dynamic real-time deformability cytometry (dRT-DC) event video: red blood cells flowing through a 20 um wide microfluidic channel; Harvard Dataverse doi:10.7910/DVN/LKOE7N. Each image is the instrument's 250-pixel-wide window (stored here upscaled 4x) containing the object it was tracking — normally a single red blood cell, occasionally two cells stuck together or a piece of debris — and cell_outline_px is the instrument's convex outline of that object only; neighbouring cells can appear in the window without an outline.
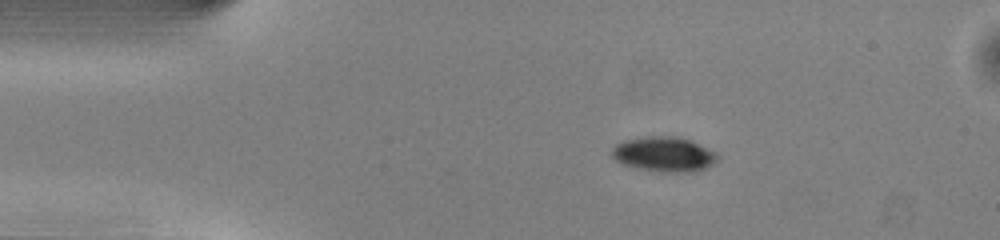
{"species": "common noctule bat (a hibernating species)", "species_latin": "Nyctalus noctula", "temperature_condition": "warm", "stored_images_in_passage": 43, "camera_frame_rate_fps": 3000, "um_per_image_px": 0.085, "animal": {"sex": "male", "body_mass_g": 13.0, "forearm_length_mm": 53.1}, "frame": {"image": 1, "passage_image": 1, "time_ms": 0.0, "image_size_px": [1000, 240], "cell_outline_px": [[720, 160], [708, 168], [696, 172], [660, 172], [636, 168], [624, 164], [616, 160], [612, 156], [612, 148], [616, 144], [624, 140], [644, 136], [676, 136], [692, 140], [716, 152], [720, 156]], "centroid_in_image_um": [56.51, 13.11], "position_along_channel_um": 28.5, "area_um2": 21.96}}
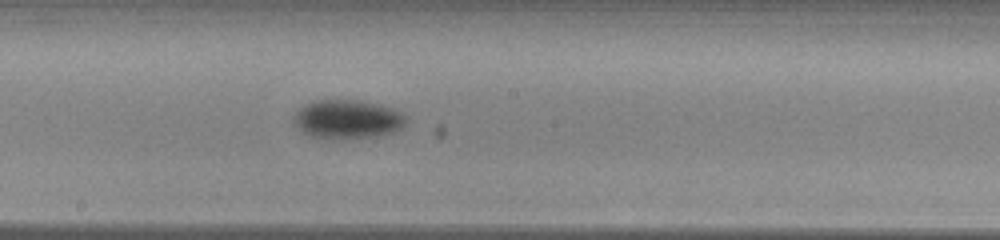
{"frame": {"image": 2, "passage_image": 19, "time_ms": 6.0, "image_size_px": [1000, 240], "cell_outline_px": [[408, 116], [404, 124], [396, 132], [376, 136], [344, 140], [320, 140], [308, 136], [292, 120], [292, 116], [304, 104], [312, 100], [360, 100], [392, 108]], "centroid_in_image_um": [29.5, 10.17], "position_along_channel_um": 218.7, "area_um2": 26.07}}
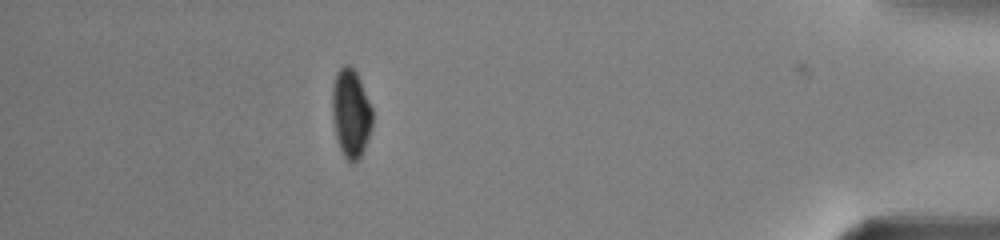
{"frame": {"image": 3, "passage_image": 37, "time_ms": 12.0, "image_size_px": [1000, 240], "cell_outline_px": [[372, 124], [364, 148], [360, 156], [352, 164], [344, 156], [340, 148], [336, 136], [332, 116], [332, 84], [336, 72], [344, 64], [348, 64], [356, 72], [360, 80], [372, 108]], "centroid_in_image_um": [29.8, 9.59], "position_along_channel_um": 405.4, "area_um2": 20.58}, "authors_computed_cell_mechanics": {"area_um2": 23.409, "velocity_mm_per_s": 4.0393, "shape_relaxation_time_tau1_ms": 2.1761, "shape_relaxation_time_tau2_ms": null, "deformation_change_tau1": 0.1059, "deformation_change_tau2": null}}